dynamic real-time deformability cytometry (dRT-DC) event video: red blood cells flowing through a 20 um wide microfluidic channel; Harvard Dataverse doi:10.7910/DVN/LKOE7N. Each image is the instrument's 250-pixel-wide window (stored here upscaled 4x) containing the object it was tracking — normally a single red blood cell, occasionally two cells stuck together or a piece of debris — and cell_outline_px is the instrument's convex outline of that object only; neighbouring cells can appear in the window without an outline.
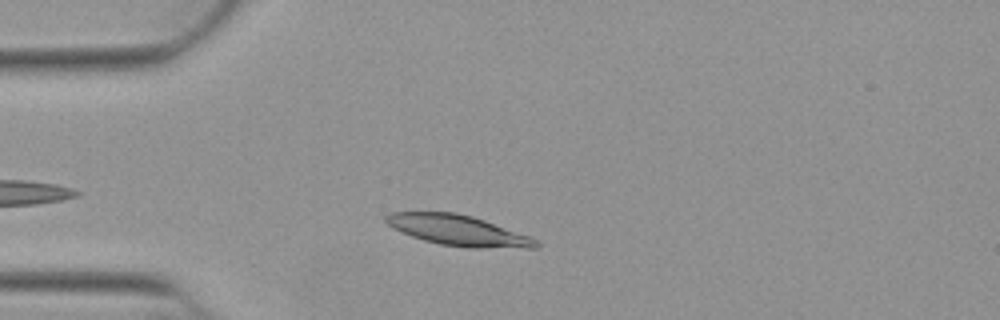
{"species": "Egyptian fruit bat (a non-hibernating species)", "species_latin": "Rousettus aegyptiacus", "temperature_condition": "warm", "stored_images_in_passage": 41, "camera_frame_rate_fps": 3000, "um_per_image_px": 0.085, "animal": {"sex": "female"}, "frame": {"image": 1, "passage_image": 6, "time_ms": 1.667, "image_size_px": [1000, 320], "cell_outline_px": [[540, 248], [468, 248], [440, 244], [424, 240], [412, 236], [392, 228], [384, 220], [384, 216], [388, 212], [456, 212], [472, 216], [484, 220], [528, 236], [536, 240], [540, 244]], "centroid_in_image_um": [38.92, 19.58], "position_along_channel_um": 46.1, "area_um2": 26.65}}
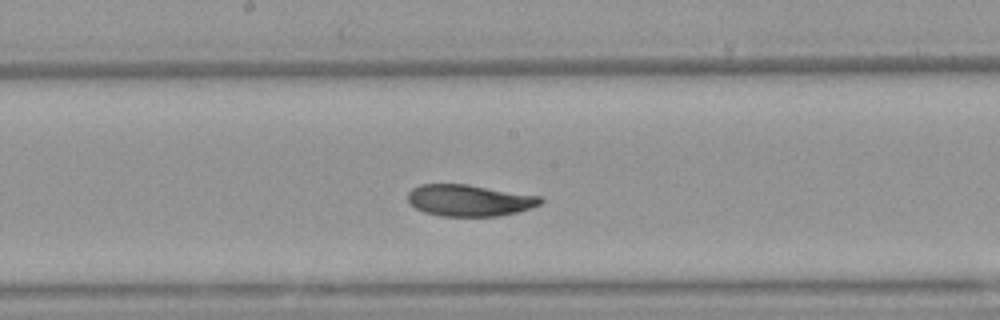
{"frame": {"image": 2, "passage_image": 20, "time_ms": 6.333, "image_size_px": [1000, 320], "cell_outline_px": [[544, 200], [540, 204], [516, 212], [496, 216], [440, 216], [424, 212], [416, 208], [408, 200], [408, 192], [412, 188], [420, 184], [468, 184], [540, 196]], "centroid_in_image_um": [39.87, 17.02], "position_along_channel_um": 208.3, "area_um2": 24.28}}
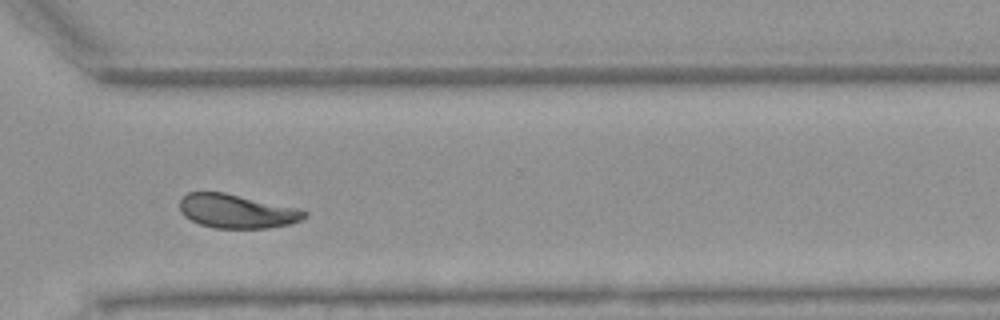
{"frame": {"image": 3, "passage_image": 31, "time_ms": 10.0, "image_size_px": [1000, 320], "cell_outline_px": [[308, 216], [292, 224], [268, 228], [212, 228], [200, 224], [184, 216], [180, 212], [180, 196], [188, 192], [224, 192], [300, 208], [308, 212]], "centroid_in_image_um": [20.14, 17.95], "position_along_channel_um": 350.5, "area_um2": 24.97}, "authors_computed_cell_mechanics": {"area_um2": 25.0274, "velocity_mm_per_s": 3.8727, "shape_relaxation_time_tau1_ms": 3.6178, "shape_relaxation_time_tau2_ms": 2.7576, "deformation_change_tau1": 0.1249, "deformation_change_tau2": 0.0706}}